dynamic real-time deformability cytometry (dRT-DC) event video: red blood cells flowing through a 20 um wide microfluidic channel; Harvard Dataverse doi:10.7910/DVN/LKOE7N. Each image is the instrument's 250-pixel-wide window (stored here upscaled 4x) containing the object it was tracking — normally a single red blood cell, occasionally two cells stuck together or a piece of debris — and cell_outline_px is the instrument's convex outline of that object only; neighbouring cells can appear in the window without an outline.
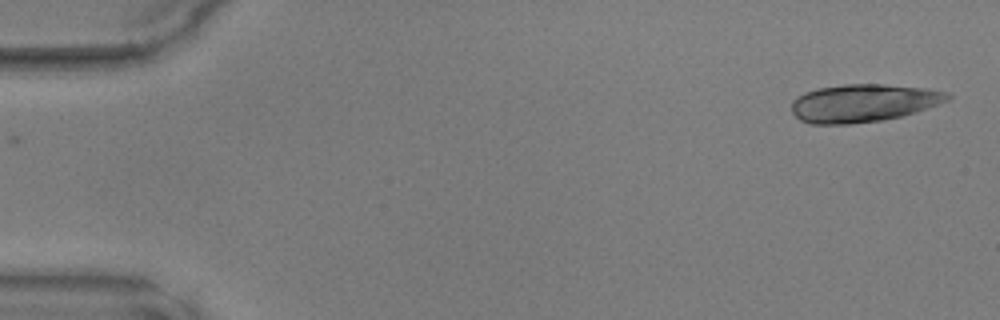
{"species": "common noctule bat (a hibernating species)", "species_latin": "Nyctalus noctula", "temperature_condition": "warm", "stored_images_in_passage": 15, "camera_frame_rate_fps": 3000, "um_per_image_px": 0.085, "animal": {"sex": "male", "body_mass_g": 17.9, "forearm_length_mm": 54.2}, "frame": {"image": 1, "passage_image": 1, "time_ms": 0.0, "image_size_px": [1000, 320], "cell_outline_px": [[952, 96], [948, 100], [916, 112], [900, 116], [880, 120], [848, 124], [808, 124], [800, 120], [792, 112], [792, 100], [804, 92], [816, 88], [844, 84], [884, 84], [928, 88], [948, 92]], "centroid_in_image_um": [73.36, 8.75], "position_along_channel_um": 11.6, "area_um2": 34.51}}